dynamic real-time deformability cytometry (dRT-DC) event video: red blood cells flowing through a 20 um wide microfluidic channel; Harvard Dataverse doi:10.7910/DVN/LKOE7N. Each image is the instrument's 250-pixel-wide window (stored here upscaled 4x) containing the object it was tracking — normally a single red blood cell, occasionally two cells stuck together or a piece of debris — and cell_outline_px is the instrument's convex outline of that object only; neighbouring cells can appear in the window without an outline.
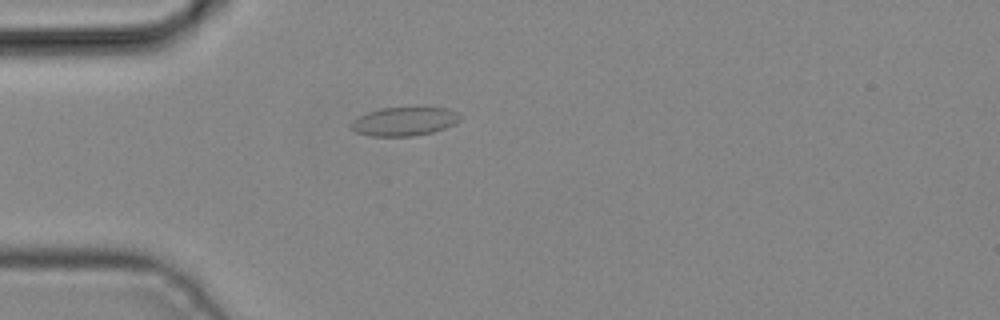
{"species": "common noctule bat (a hibernating species)", "species_latin": "Nyctalus noctula", "temperature_condition": "cold", "stored_images_in_passage": 2, "camera_frame_rate_fps": 3000, "um_per_image_px": 0.085, "animal": {"sex": "male", "body_mass_g": 19.2, "forearm_length_mm": 51.8}, "frame": {"image": 1, "passage_image": 2, "time_ms": 0.333, "image_size_px": [1000, 320], "cell_outline_px": [[460, 120], [444, 128], [432, 132], [412, 136], [372, 136], [356, 132], [348, 128], [348, 124], [352, 120], [368, 112], [380, 108], [448, 108], [456, 112], [460, 116]], "centroid_in_image_um": [34.29, 10.33], "position_along_channel_um": 50.7, "area_um2": 18.09}}